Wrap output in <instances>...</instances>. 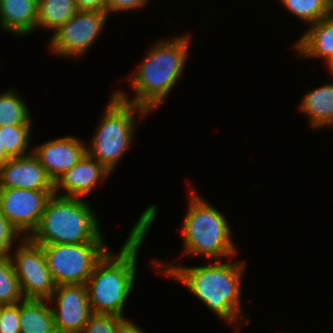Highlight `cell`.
<instances>
[{
  "mask_svg": "<svg viewBox=\"0 0 333 333\" xmlns=\"http://www.w3.org/2000/svg\"><path fill=\"white\" fill-rule=\"evenodd\" d=\"M157 262H153L157 264L156 267L164 266L162 273L173 276L174 279L183 283L220 319L232 324L237 321L238 316L242 315L240 284L245 263H221L218 260L209 266L175 267Z\"/></svg>",
  "mask_w": 333,
  "mask_h": 333,
  "instance_id": "cell-2",
  "label": "cell"
},
{
  "mask_svg": "<svg viewBox=\"0 0 333 333\" xmlns=\"http://www.w3.org/2000/svg\"><path fill=\"white\" fill-rule=\"evenodd\" d=\"M38 0H0V24L6 31L28 34L37 26Z\"/></svg>",
  "mask_w": 333,
  "mask_h": 333,
  "instance_id": "cell-15",
  "label": "cell"
},
{
  "mask_svg": "<svg viewBox=\"0 0 333 333\" xmlns=\"http://www.w3.org/2000/svg\"><path fill=\"white\" fill-rule=\"evenodd\" d=\"M300 109L306 112L313 128L333 125V83L320 86L305 95Z\"/></svg>",
  "mask_w": 333,
  "mask_h": 333,
  "instance_id": "cell-18",
  "label": "cell"
},
{
  "mask_svg": "<svg viewBox=\"0 0 333 333\" xmlns=\"http://www.w3.org/2000/svg\"><path fill=\"white\" fill-rule=\"evenodd\" d=\"M11 157L6 153L0 143V167L5 164Z\"/></svg>",
  "mask_w": 333,
  "mask_h": 333,
  "instance_id": "cell-30",
  "label": "cell"
},
{
  "mask_svg": "<svg viewBox=\"0 0 333 333\" xmlns=\"http://www.w3.org/2000/svg\"><path fill=\"white\" fill-rule=\"evenodd\" d=\"M0 333H20L19 303L2 306L0 313Z\"/></svg>",
  "mask_w": 333,
  "mask_h": 333,
  "instance_id": "cell-25",
  "label": "cell"
},
{
  "mask_svg": "<svg viewBox=\"0 0 333 333\" xmlns=\"http://www.w3.org/2000/svg\"><path fill=\"white\" fill-rule=\"evenodd\" d=\"M53 194L54 190L0 188V211L20 235L27 233V236H23L30 237Z\"/></svg>",
  "mask_w": 333,
  "mask_h": 333,
  "instance_id": "cell-10",
  "label": "cell"
},
{
  "mask_svg": "<svg viewBox=\"0 0 333 333\" xmlns=\"http://www.w3.org/2000/svg\"><path fill=\"white\" fill-rule=\"evenodd\" d=\"M78 11L75 0H38L37 26L56 31Z\"/></svg>",
  "mask_w": 333,
  "mask_h": 333,
  "instance_id": "cell-19",
  "label": "cell"
},
{
  "mask_svg": "<svg viewBox=\"0 0 333 333\" xmlns=\"http://www.w3.org/2000/svg\"><path fill=\"white\" fill-rule=\"evenodd\" d=\"M31 125L0 127V143L10 157H23L29 147Z\"/></svg>",
  "mask_w": 333,
  "mask_h": 333,
  "instance_id": "cell-21",
  "label": "cell"
},
{
  "mask_svg": "<svg viewBox=\"0 0 333 333\" xmlns=\"http://www.w3.org/2000/svg\"><path fill=\"white\" fill-rule=\"evenodd\" d=\"M2 306H3V304H0V313H1V310H2Z\"/></svg>",
  "mask_w": 333,
  "mask_h": 333,
  "instance_id": "cell-32",
  "label": "cell"
},
{
  "mask_svg": "<svg viewBox=\"0 0 333 333\" xmlns=\"http://www.w3.org/2000/svg\"><path fill=\"white\" fill-rule=\"evenodd\" d=\"M55 298L52 309L57 333H81L88 319L93 315L86 284L57 285L50 301Z\"/></svg>",
  "mask_w": 333,
  "mask_h": 333,
  "instance_id": "cell-11",
  "label": "cell"
},
{
  "mask_svg": "<svg viewBox=\"0 0 333 333\" xmlns=\"http://www.w3.org/2000/svg\"><path fill=\"white\" fill-rule=\"evenodd\" d=\"M156 214V205L148 206L132 228L119 255L116 257L107 251L96 263L86 282L93 314L115 315L124 318L125 301L136 279L138 250Z\"/></svg>",
  "mask_w": 333,
  "mask_h": 333,
  "instance_id": "cell-1",
  "label": "cell"
},
{
  "mask_svg": "<svg viewBox=\"0 0 333 333\" xmlns=\"http://www.w3.org/2000/svg\"><path fill=\"white\" fill-rule=\"evenodd\" d=\"M0 188L54 190V182L32 153L11 157L0 167Z\"/></svg>",
  "mask_w": 333,
  "mask_h": 333,
  "instance_id": "cell-12",
  "label": "cell"
},
{
  "mask_svg": "<svg viewBox=\"0 0 333 333\" xmlns=\"http://www.w3.org/2000/svg\"><path fill=\"white\" fill-rule=\"evenodd\" d=\"M281 2L295 16L312 24L333 11L330 0H281Z\"/></svg>",
  "mask_w": 333,
  "mask_h": 333,
  "instance_id": "cell-22",
  "label": "cell"
},
{
  "mask_svg": "<svg viewBox=\"0 0 333 333\" xmlns=\"http://www.w3.org/2000/svg\"><path fill=\"white\" fill-rule=\"evenodd\" d=\"M109 173L111 171L86 152L77 164L62 174L54 183V194L57 195L59 188H62L67 193L58 194V196L81 198L90 193L99 179L101 182Z\"/></svg>",
  "mask_w": 333,
  "mask_h": 333,
  "instance_id": "cell-14",
  "label": "cell"
},
{
  "mask_svg": "<svg viewBox=\"0 0 333 333\" xmlns=\"http://www.w3.org/2000/svg\"><path fill=\"white\" fill-rule=\"evenodd\" d=\"M21 235L0 211V257H10L9 250L13 239Z\"/></svg>",
  "mask_w": 333,
  "mask_h": 333,
  "instance_id": "cell-26",
  "label": "cell"
},
{
  "mask_svg": "<svg viewBox=\"0 0 333 333\" xmlns=\"http://www.w3.org/2000/svg\"><path fill=\"white\" fill-rule=\"evenodd\" d=\"M44 301H47L46 303ZM49 300L23 298L20 304V333H57Z\"/></svg>",
  "mask_w": 333,
  "mask_h": 333,
  "instance_id": "cell-17",
  "label": "cell"
},
{
  "mask_svg": "<svg viewBox=\"0 0 333 333\" xmlns=\"http://www.w3.org/2000/svg\"><path fill=\"white\" fill-rule=\"evenodd\" d=\"M13 91L14 89L0 95V127L31 125L26 103Z\"/></svg>",
  "mask_w": 333,
  "mask_h": 333,
  "instance_id": "cell-20",
  "label": "cell"
},
{
  "mask_svg": "<svg viewBox=\"0 0 333 333\" xmlns=\"http://www.w3.org/2000/svg\"><path fill=\"white\" fill-rule=\"evenodd\" d=\"M86 148L77 138L68 136L45 142L35 148L33 155L55 183L62 174L80 161Z\"/></svg>",
  "mask_w": 333,
  "mask_h": 333,
  "instance_id": "cell-13",
  "label": "cell"
},
{
  "mask_svg": "<svg viewBox=\"0 0 333 333\" xmlns=\"http://www.w3.org/2000/svg\"><path fill=\"white\" fill-rule=\"evenodd\" d=\"M174 39L162 40L150 49L136 73L130 77L136 96L128 100L124 92L116 93L122 100L148 112L163 102L176 85L188 57L189 36Z\"/></svg>",
  "mask_w": 333,
  "mask_h": 333,
  "instance_id": "cell-3",
  "label": "cell"
},
{
  "mask_svg": "<svg viewBox=\"0 0 333 333\" xmlns=\"http://www.w3.org/2000/svg\"><path fill=\"white\" fill-rule=\"evenodd\" d=\"M310 28L297 41V52L307 57H323L328 61L333 56V11Z\"/></svg>",
  "mask_w": 333,
  "mask_h": 333,
  "instance_id": "cell-16",
  "label": "cell"
},
{
  "mask_svg": "<svg viewBox=\"0 0 333 333\" xmlns=\"http://www.w3.org/2000/svg\"><path fill=\"white\" fill-rule=\"evenodd\" d=\"M39 245L56 285L86 284L96 263L108 251L104 242Z\"/></svg>",
  "mask_w": 333,
  "mask_h": 333,
  "instance_id": "cell-7",
  "label": "cell"
},
{
  "mask_svg": "<svg viewBox=\"0 0 333 333\" xmlns=\"http://www.w3.org/2000/svg\"><path fill=\"white\" fill-rule=\"evenodd\" d=\"M116 333H144L137 325L128 319H124L117 328Z\"/></svg>",
  "mask_w": 333,
  "mask_h": 333,
  "instance_id": "cell-29",
  "label": "cell"
},
{
  "mask_svg": "<svg viewBox=\"0 0 333 333\" xmlns=\"http://www.w3.org/2000/svg\"><path fill=\"white\" fill-rule=\"evenodd\" d=\"M23 299L10 257H0V304L12 305Z\"/></svg>",
  "mask_w": 333,
  "mask_h": 333,
  "instance_id": "cell-23",
  "label": "cell"
},
{
  "mask_svg": "<svg viewBox=\"0 0 333 333\" xmlns=\"http://www.w3.org/2000/svg\"><path fill=\"white\" fill-rule=\"evenodd\" d=\"M330 3H331V6H332V8H333V0H331Z\"/></svg>",
  "mask_w": 333,
  "mask_h": 333,
  "instance_id": "cell-33",
  "label": "cell"
},
{
  "mask_svg": "<svg viewBox=\"0 0 333 333\" xmlns=\"http://www.w3.org/2000/svg\"><path fill=\"white\" fill-rule=\"evenodd\" d=\"M190 207L183 222L185 254H200L218 261L236 254L230 228L223 215L191 190Z\"/></svg>",
  "mask_w": 333,
  "mask_h": 333,
  "instance_id": "cell-5",
  "label": "cell"
},
{
  "mask_svg": "<svg viewBox=\"0 0 333 333\" xmlns=\"http://www.w3.org/2000/svg\"><path fill=\"white\" fill-rule=\"evenodd\" d=\"M124 319L115 315L93 314L81 333H116Z\"/></svg>",
  "mask_w": 333,
  "mask_h": 333,
  "instance_id": "cell-24",
  "label": "cell"
},
{
  "mask_svg": "<svg viewBox=\"0 0 333 333\" xmlns=\"http://www.w3.org/2000/svg\"><path fill=\"white\" fill-rule=\"evenodd\" d=\"M78 10L107 12V0H75Z\"/></svg>",
  "mask_w": 333,
  "mask_h": 333,
  "instance_id": "cell-28",
  "label": "cell"
},
{
  "mask_svg": "<svg viewBox=\"0 0 333 333\" xmlns=\"http://www.w3.org/2000/svg\"><path fill=\"white\" fill-rule=\"evenodd\" d=\"M89 206L81 198L53 194L29 238L36 244L104 242L99 222Z\"/></svg>",
  "mask_w": 333,
  "mask_h": 333,
  "instance_id": "cell-4",
  "label": "cell"
},
{
  "mask_svg": "<svg viewBox=\"0 0 333 333\" xmlns=\"http://www.w3.org/2000/svg\"><path fill=\"white\" fill-rule=\"evenodd\" d=\"M15 257L10 256L23 298L49 300L56 284L48 269L42 246L29 237L22 239ZM14 257V258H13Z\"/></svg>",
  "mask_w": 333,
  "mask_h": 333,
  "instance_id": "cell-8",
  "label": "cell"
},
{
  "mask_svg": "<svg viewBox=\"0 0 333 333\" xmlns=\"http://www.w3.org/2000/svg\"><path fill=\"white\" fill-rule=\"evenodd\" d=\"M110 100L92 145L86 148V152L112 172L132 142L136 124L134 110L137 109L140 116L142 115L141 118L148 111L122 100L116 93Z\"/></svg>",
  "mask_w": 333,
  "mask_h": 333,
  "instance_id": "cell-6",
  "label": "cell"
},
{
  "mask_svg": "<svg viewBox=\"0 0 333 333\" xmlns=\"http://www.w3.org/2000/svg\"><path fill=\"white\" fill-rule=\"evenodd\" d=\"M108 13L105 11L78 10L60 26L50 39V48L62 56L77 57L89 50L101 32Z\"/></svg>",
  "mask_w": 333,
  "mask_h": 333,
  "instance_id": "cell-9",
  "label": "cell"
},
{
  "mask_svg": "<svg viewBox=\"0 0 333 333\" xmlns=\"http://www.w3.org/2000/svg\"><path fill=\"white\" fill-rule=\"evenodd\" d=\"M326 63L328 64L327 66H329V71H331V74L333 75V56Z\"/></svg>",
  "mask_w": 333,
  "mask_h": 333,
  "instance_id": "cell-31",
  "label": "cell"
},
{
  "mask_svg": "<svg viewBox=\"0 0 333 333\" xmlns=\"http://www.w3.org/2000/svg\"><path fill=\"white\" fill-rule=\"evenodd\" d=\"M147 0H107V13L111 11H123L136 9L145 5Z\"/></svg>",
  "mask_w": 333,
  "mask_h": 333,
  "instance_id": "cell-27",
  "label": "cell"
}]
</instances>
